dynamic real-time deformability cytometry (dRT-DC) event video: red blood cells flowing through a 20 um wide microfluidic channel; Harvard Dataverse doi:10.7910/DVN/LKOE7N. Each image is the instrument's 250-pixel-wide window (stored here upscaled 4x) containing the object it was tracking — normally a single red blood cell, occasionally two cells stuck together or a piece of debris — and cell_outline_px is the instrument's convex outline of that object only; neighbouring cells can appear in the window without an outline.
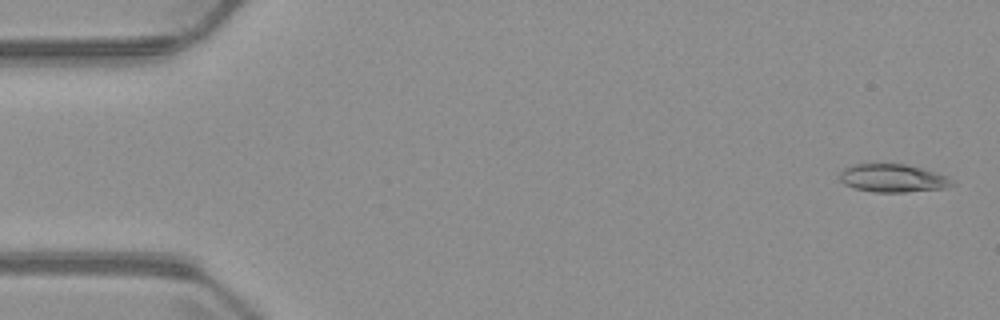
{"species": "common noctule bat (a hibernating species)", "species_latin": "Nyctalus noctula", "temperature_condition": "warm", "stored_images_in_passage": 7, "camera_frame_rate_fps": 3000, "um_per_image_px": 0.085, "animal": {"sex": "male", "body_mass_g": 23.1, "forearm_length_mm": 52.7}, "frame": {"image": 1, "passage_image": 1, "time_ms": 0.0, "image_size_px": [1000, 320], "cell_outline_px": [[956, 184], [944, 188], [904, 192], [872, 192], [856, 188], [844, 184], [840, 180], [840, 172], [844, 168], [852, 164], [908, 164], [948, 176]], "centroid_in_image_um": [75.89, 15.14], "position_along_channel_um": 9.1, "area_um2": 18.38}}
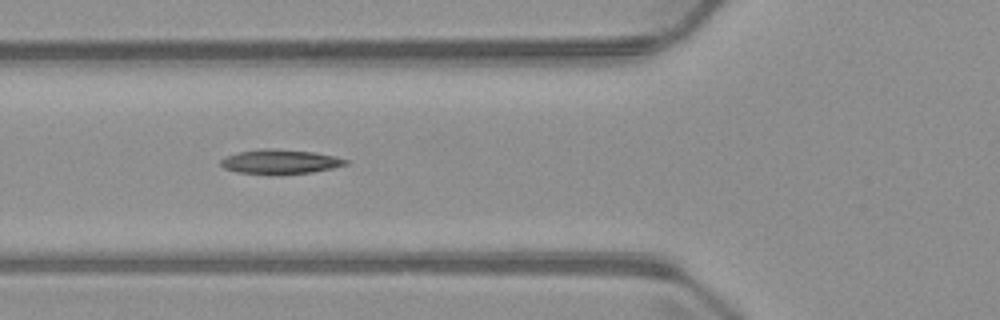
{"frame": {"image": 2, "passage_image": 5, "time_ms": 5.667, "image_size_px": [1000, 320], "cell_outline_px": [[348, 164], [332, 168], [312, 172], [272, 176], [236, 172], [224, 168], [220, 164], [220, 160], [224, 156], [236, 152], [260, 148], [272, 148], [316, 152], [348, 160]], "centroid_in_image_um": [23.74, 13.75], "position_along_channel_um": 102.1, "area_um2": 18.32}}
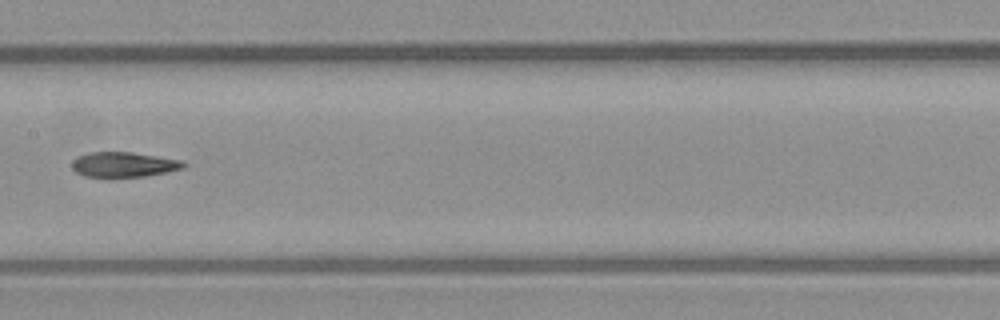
{"frame": {"image": 3, "passage_image": 7, "time_ms": 8.0, "image_size_px": [1000, 320], "cell_outline_px": [[188, 164], [184, 168], [144, 176], [108, 180], [84, 176], [76, 172], [72, 168], [72, 160], [88, 152], [132, 152], [180, 160]], "centroid_in_image_um": [10.46, 14.03], "position_along_channel_um": 196.9, "area_um2": 16.82}}